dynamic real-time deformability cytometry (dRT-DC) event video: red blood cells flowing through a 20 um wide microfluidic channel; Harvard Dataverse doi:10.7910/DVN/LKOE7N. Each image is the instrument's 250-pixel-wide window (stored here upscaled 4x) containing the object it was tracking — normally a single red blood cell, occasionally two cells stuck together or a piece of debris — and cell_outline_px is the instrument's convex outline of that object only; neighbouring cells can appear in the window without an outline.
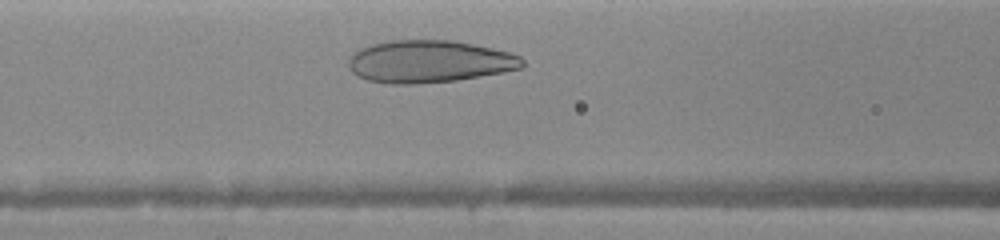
{"species": "human", "species_latin": "Homo sapiens", "temperature_condition": "warm", "stored_images_in_passage": 31, "camera_frame_rate_fps": 3000, "um_per_image_px": 0.085, "donor": {"sex": "female"}, "frame": {"image": 1, "passage_image": 6, "time_ms": 1.667, "image_size_px": [1000, 240], "cell_outline_px": [[524, 68], [456, 80], [412, 84], [388, 84], [368, 80], [352, 72], [348, 64], [348, 60], [360, 48], [372, 44], [392, 40], [452, 40], [492, 48], [508, 52], [520, 56], [524, 60]], "centroid_in_image_um": [36.5, 5.23], "position_along_channel_um": 130.1, "area_um2": 42.66}}
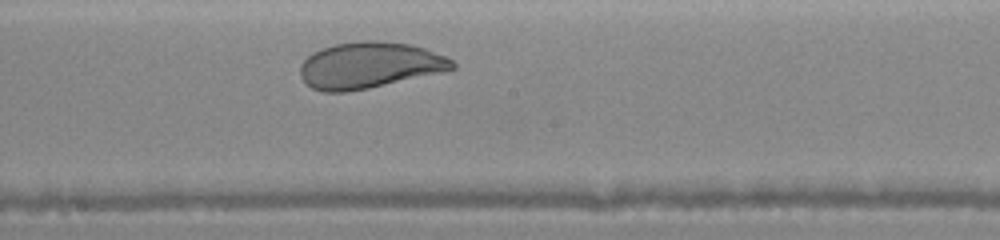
{"frame": {"image": 2, "passage_image": 17, "time_ms": 3.667, "image_size_px": [1000, 240], "cell_outline_px": [[456, 68], [440, 72], [368, 88], [344, 92], [324, 92], [312, 88], [300, 76], [300, 64], [312, 52], [336, 44], [360, 40], [376, 40], [412, 44], [424, 48], [444, 56], [452, 60], [456, 64]], "centroid_in_image_um": [31.38, 5.53], "position_along_channel_um": 216.8, "area_um2": 40.69}}
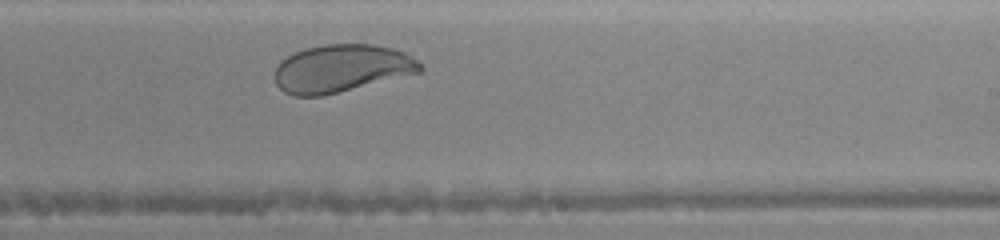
{"frame": {"image": 3, "passage_image": 22, "time_ms": 4.667, "image_size_px": [1000, 240], "cell_outline_px": [[424, 68], [420, 72], [324, 96], [292, 96], [284, 92], [276, 84], [276, 68], [280, 60], [304, 48], [324, 44], [372, 44], [392, 48], [404, 52], [416, 60]], "centroid_in_image_um": [29.01, 5.82], "position_along_channel_um": 260.0, "area_um2": 40.34}}